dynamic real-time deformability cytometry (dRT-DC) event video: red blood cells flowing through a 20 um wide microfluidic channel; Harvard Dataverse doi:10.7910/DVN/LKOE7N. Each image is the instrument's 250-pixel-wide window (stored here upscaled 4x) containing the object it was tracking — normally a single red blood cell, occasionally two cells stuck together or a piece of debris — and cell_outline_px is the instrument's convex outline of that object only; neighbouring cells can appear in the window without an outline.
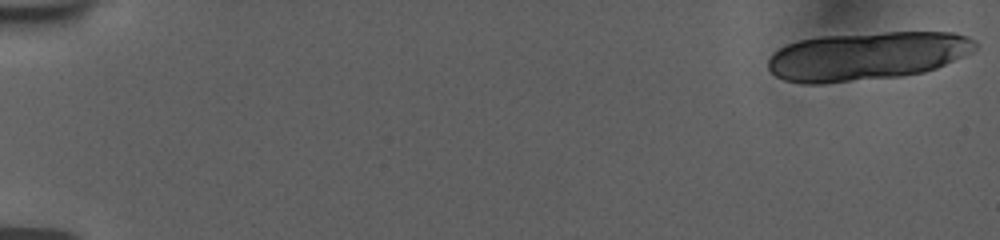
{"species": "human", "species_latin": "Homo sapiens", "temperature_condition": "room temperature", "stored_images_in_passage": 21, "camera_frame_rate_fps": 3000, "um_per_image_px": 0.085, "donor": {"sex": "female"}, "frame": {"image": 1, "passage_image": 1, "time_ms": 0.0, "image_size_px": [1000, 240], "cell_outline_px": [[976, 48], [972, 52], [964, 56], [936, 68], [924, 72], [900, 76], [824, 84], [800, 84], [784, 80], [776, 76], [768, 68], [768, 60], [772, 52], [788, 44], [800, 40], [820, 36], [884, 32], [956, 32], [968, 36], [976, 40]], "centroid_in_image_um": [73.68, 4.76], "position_along_channel_um": 11.3, "area_um2": 58.84}}